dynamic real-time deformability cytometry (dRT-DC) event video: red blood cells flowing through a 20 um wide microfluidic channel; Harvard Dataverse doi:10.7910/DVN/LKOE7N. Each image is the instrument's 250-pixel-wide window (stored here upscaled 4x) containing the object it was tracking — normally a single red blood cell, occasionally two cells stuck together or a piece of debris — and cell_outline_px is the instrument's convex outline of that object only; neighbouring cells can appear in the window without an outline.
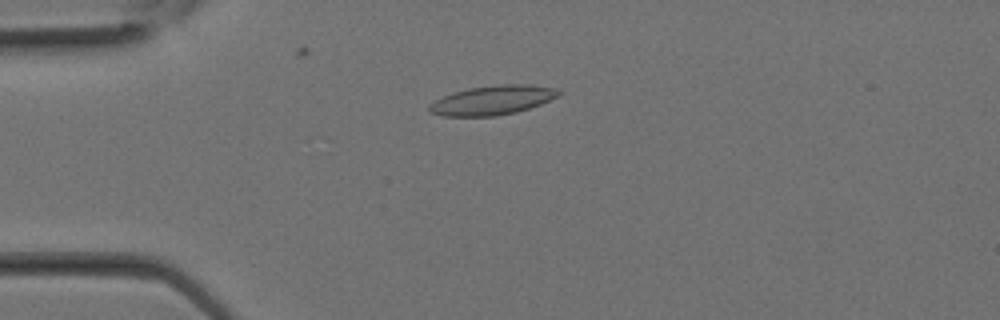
{"species": "Egyptian fruit bat (a non-hibernating species)", "species_latin": "Rousettus aegyptiacus", "temperature_condition": "room temperature", "stored_images_in_passage": 8, "camera_frame_rate_fps": 3000, "um_per_image_px": 0.085, "animal": {"sex": "female"}, "frame": {"image": 1, "passage_image": 3, "time_ms": 0.667, "image_size_px": [1000, 320], "cell_outline_px": [[560, 92], [556, 96], [540, 104], [516, 112], [496, 116], [444, 116], [428, 112], [428, 104], [452, 92], [468, 88], [504, 84], [528, 84], [552, 88]], "centroid_in_image_um": [41.78, 8.52], "position_along_channel_um": 43.2, "area_um2": 21.79}}
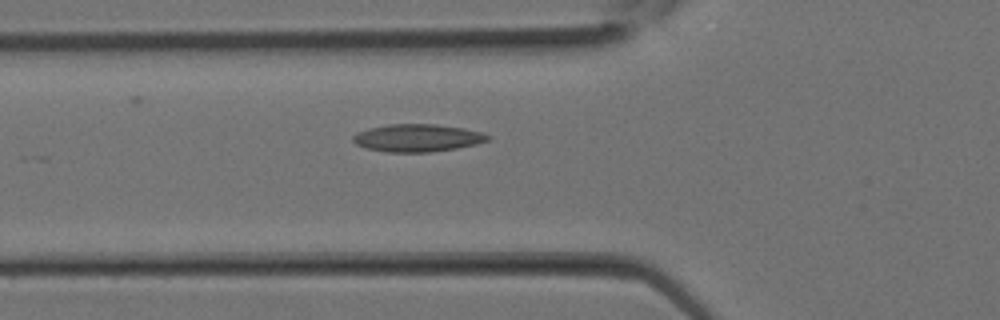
{"frame": {"image": 2, "passage_image": 6, "time_ms": 1.667, "image_size_px": [1000, 320], "cell_outline_px": [[492, 136], [488, 140], [476, 144], [456, 148], [428, 152], [388, 152], [368, 148], [356, 144], [352, 140], [352, 136], [356, 132], [368, 128], [388, 124], [436, 124], [464, 128], [480, 132]], "centroid_in_image_um": [35.46, 11.71], "position_along_channel_um": 90.3, "area_um2": 21.62}}
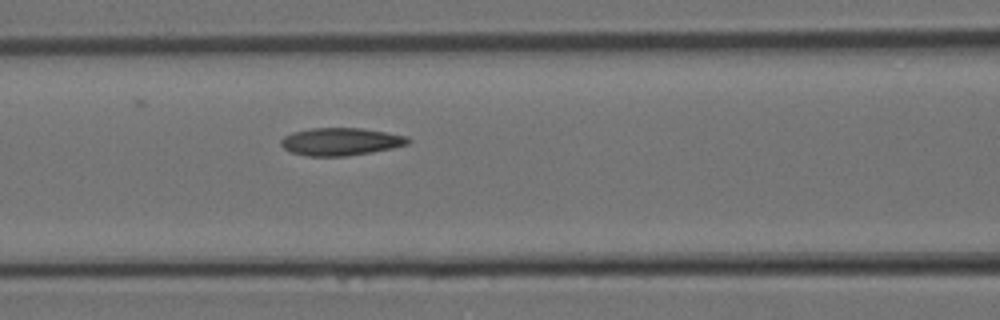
{"frame": {"image": 3, "passage_image": 8, "time_ms": 2.333, "image_size_px": [1000, 320], "cell_outline_px": [[412, 140], [408, 144], [392, 148], [372, 152], [348, 156], [308, 156], [292, 152], [284, 148], [280, 144], [280, 140], [284, 136], [292, 132], [312, 128], [360, 128], [408, 136]], "centroid_in_image_um": [28.96, 12.04], "position_along_channel_um": 137.6, "area_um2": 20.46}}